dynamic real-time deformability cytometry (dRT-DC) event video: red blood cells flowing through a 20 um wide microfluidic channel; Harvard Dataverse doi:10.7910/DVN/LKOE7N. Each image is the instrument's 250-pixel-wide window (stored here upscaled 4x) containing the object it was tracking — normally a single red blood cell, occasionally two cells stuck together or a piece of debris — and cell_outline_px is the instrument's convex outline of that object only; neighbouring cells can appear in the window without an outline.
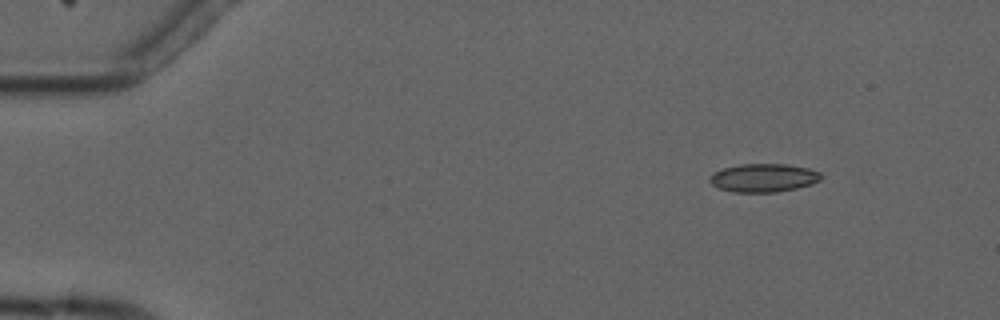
{"species": "common noctule bat (a hibernating species)", "species_latin": "Nyctalus noctula", "temperature_condition": "cold", "stored_images_in_passage": 5, "camera_frame_rate_fps": 3000, "um_per_image_px": 0.085, "animal": {"sex": "male", "forearm_length_mm": 52.5}, "frame": {"image": 1, "passage_image": 2, "time_ms": 1.333, "image_size_px": [1000, 320], "cell_outline_px": [[824, 176], [820, 180], [812, 184], [796, 188], [776, 192], [732, 192], [720, 188], [712, 184], [708, 180], [708, 176], [712, 172], [724, 168], [740, 164], [784, 164], [808, 168], [820, 172]], "centroid_in_image_um": [64.89, 15.11], "position_along_channel_um": 20.1, "area_um2": 18.5}}
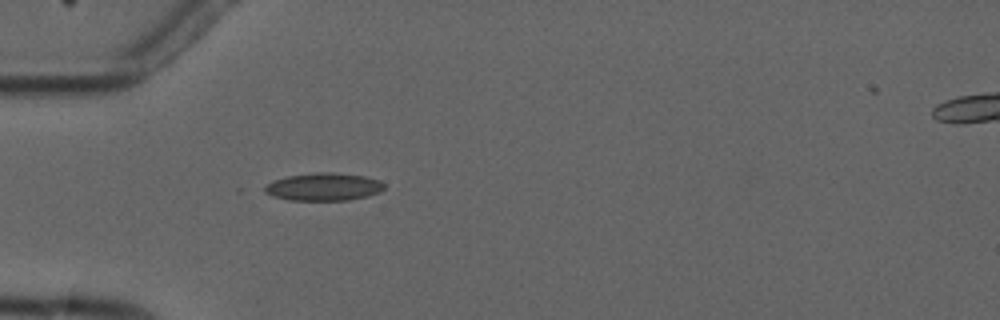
{"frame": {"image": 2, "passage_image": 5, "time_ms": 4.667, "image_size_px": [1000, 320], "cell_outline_px": [[384, 188], [380, 192], [368, 196], [348, 200], [288, 200], [272, 196], [264, 192], [264, 188], [272, 180], [288, 176], [316, 172], [332, 172], [364, 176], [380, 180], [384, 184]], "centroid_in_image_um": [27.51, 15.88], "position_along_channel_um": 57.5, "area_um2": 19.36}}